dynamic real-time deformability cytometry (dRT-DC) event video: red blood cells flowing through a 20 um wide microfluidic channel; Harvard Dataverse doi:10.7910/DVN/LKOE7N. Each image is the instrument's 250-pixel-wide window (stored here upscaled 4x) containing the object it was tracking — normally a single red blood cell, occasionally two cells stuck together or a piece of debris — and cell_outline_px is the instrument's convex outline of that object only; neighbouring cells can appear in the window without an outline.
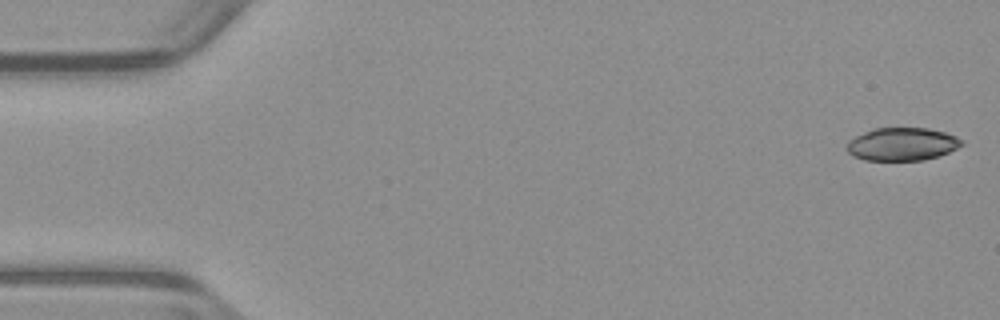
{"species": "common noctule bat (a hibernating species)", "species_latin": "Nyctalus noctula", "temperature_condition": "warm", "stored_images_in_passage": 52, "camera_frame_rate_fps": 3000, "um_per_image_px": 0.085, "animal": {"sex": "male", "body_mass_g": 23.1, "forearm_length_mm": 52.7}, "frame": {"image": 1, "passage_image": 1, "time_ms": 0.0, "image_size_px": [1000, 320], "cell_outline_px": [[964, 144], [940, 156], [924, 160], [864, 160], [852, 156], [848, 152], [848, 140], [872, 128], [928, 128], [944, 132], [956, 136], [964, 140]], "centroid_in_image_um": [76.69, 12.25], "position_along_channel_um": 8.3, "area_um2": 22.14}}
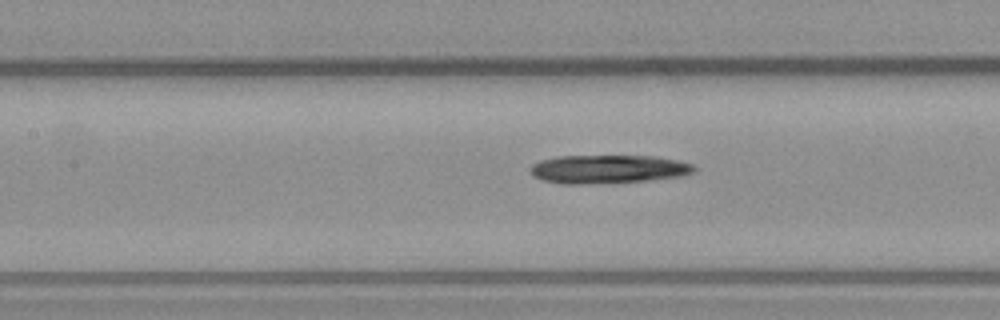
{"frame": {"image": 2, "passage_image": 23, "time_ms": 7.333, "image_size_px": [1000, 320], "cell_outline_px": [[696, 172], [684, 176], [648, 180], [580, 184], [560, 184], [540, 180], [532, 176], [528, 172], [528, 168], [532, 164], [540, 160], [556, 156], [652, 156], [676, 160], [696, 164]], "centroid_in_image_um": [51.66, 14.38], "position_along_channel_um": 155.7, "area_um2": 27.57}}
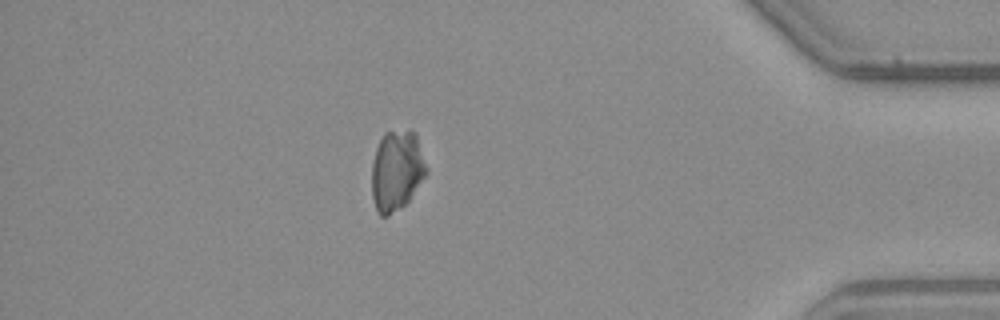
{"frame": {"image": 3, "passage_image": 45, "time_ms": 14.667, "image_size_px": [1000, 320], "cell_outline_px": [[428, 172], [408, 200], [400, 208], [388, 216], [380, 216], [376, 212], [372, 196], [372, 164], [376, 148], [384, 132], [412, 128], [416, 132], [428, 168]], "centroid_in_image_um": [33.73, 14.46], "position_along_channel_um": 401.5, "area_um2": 25.95}}